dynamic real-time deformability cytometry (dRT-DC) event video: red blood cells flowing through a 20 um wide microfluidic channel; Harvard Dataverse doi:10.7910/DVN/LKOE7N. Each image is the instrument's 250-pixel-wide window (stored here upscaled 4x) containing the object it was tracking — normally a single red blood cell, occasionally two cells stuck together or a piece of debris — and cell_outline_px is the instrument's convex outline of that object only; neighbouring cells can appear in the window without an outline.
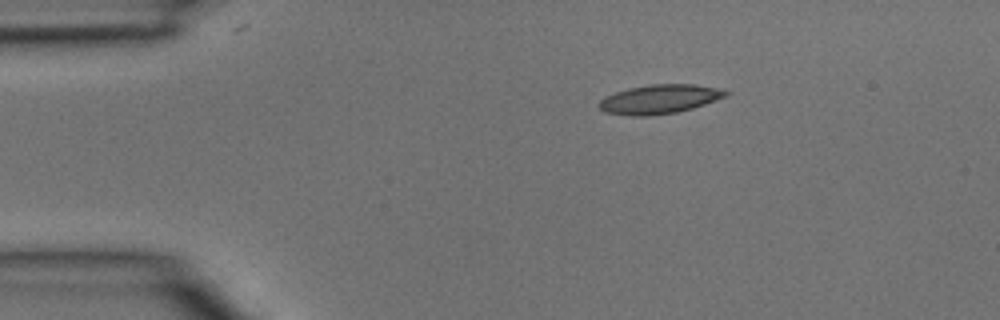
{"species": "common noctule bat (a hibernating species)", "species_latin": "Nyctalus noctula", "temperature_condition": "room temperature", "stored_images_in_passage": 3, "segment_of_instrument_passage": [1, 2], "camera_frame_rate_fps": 3000, "um_per_image_px": 0.085, "animal": {"sex": "male", "body_mass_g": 15.6}, "frame": {"image": 1, "passage_image": 1, "time_ms": 0.0, "image_size_px": [1000, 320], "cell_outline_px": [[732, 92], [728, 96], [692, 108], [676, 112], [648, 116], [632, 116], [604, 112], [596, 104], [604, 96], [628, 88], [648, 84], [692, 84], [716, 88]], "centroid_in_image_um": [56.03, 8.43], "position_along_channel_um": 29.0, "area_um2": 21.56}}